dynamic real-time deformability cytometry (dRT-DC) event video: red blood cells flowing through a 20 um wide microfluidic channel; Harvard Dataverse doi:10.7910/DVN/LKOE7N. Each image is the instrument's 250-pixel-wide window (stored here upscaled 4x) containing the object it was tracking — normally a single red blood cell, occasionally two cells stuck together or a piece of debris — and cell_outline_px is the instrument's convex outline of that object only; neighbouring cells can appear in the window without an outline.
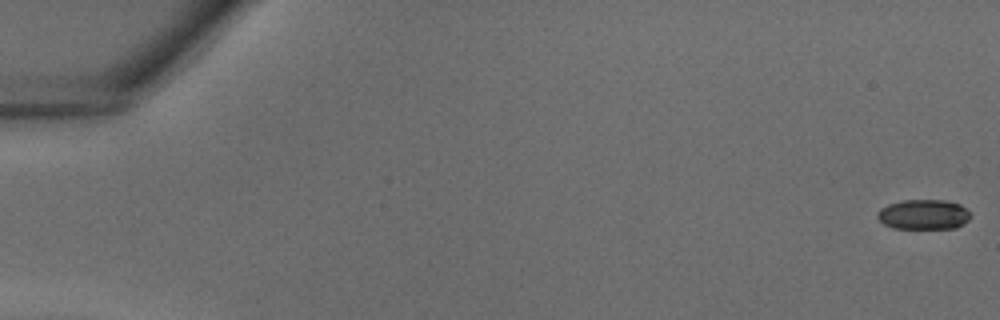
{"species": "common noctule bat (a hibernating species)", "species_latin": "Nyctalus noctula", "temperature_condition": "warm", "stored_images_in_passage": 16, "camera_frame_rate_fps": 3000, "um_per_image_px": 0.085, "animal": {"sex": "male", "body_mass_g": 18.8}, "frame": {"image": 1, "passage_image": 1, "time_ms": 0.0, "image_size_px": [1000, 320], "cell_outline_px": [[972, 216], [964, 224], [956, 228], [892, 228], [884, 224], [876, 216], [876, 212], [880, 208], [888, 204], [904, 200], [944, 200], [960, 204]], "centroid_in_image_um": [78.49, 18.23], "position_along_channel_um": 6.5, "area_um2": 16.3}}
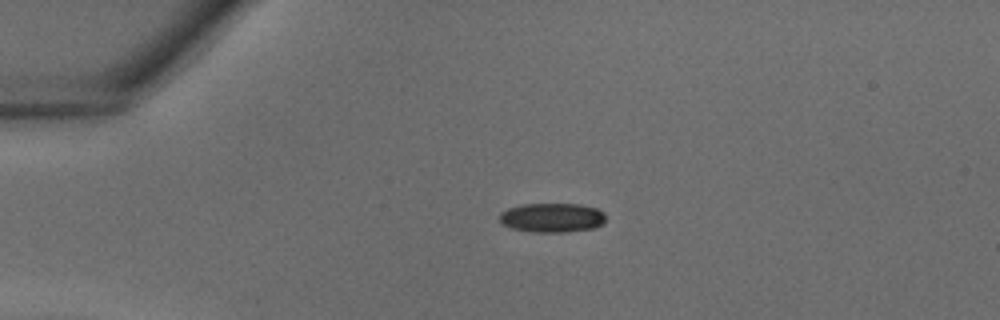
{"frame": {"image": 2, "passage_image": 10, "time_ms": 3.0, "image_size_px": [1000, 320], "cell_outline_px": [[604, 224], [596, 228], [568, 232], [532, 232], [512, 228], [504, 224], [500, 220], [500, 212], [508, 208], [524, 204], [580, 204], [596, 208], [604, 212]], "centroid_in_image_um": [46.96, 18.5], "position_along_channel_um": 38.0, "area_um2": 18.21}}